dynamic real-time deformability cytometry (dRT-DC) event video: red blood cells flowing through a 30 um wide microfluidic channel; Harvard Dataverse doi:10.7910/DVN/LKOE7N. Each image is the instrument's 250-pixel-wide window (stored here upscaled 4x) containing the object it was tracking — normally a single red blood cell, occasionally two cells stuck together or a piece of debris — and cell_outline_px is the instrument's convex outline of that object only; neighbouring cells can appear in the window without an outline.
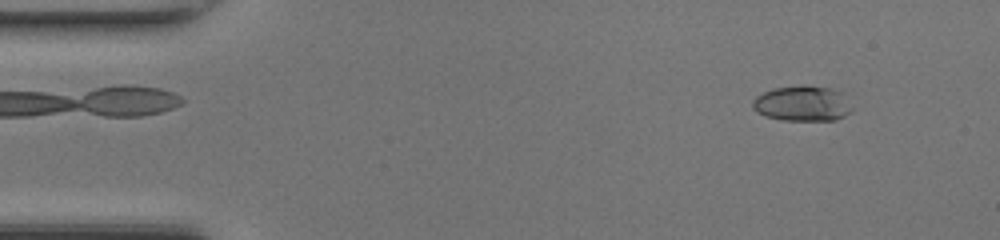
{"species": "common noctule bat (a hibernating species)", "species_latin": "Nyctalus noctula", "temperature_condition": "room temperature", "stored_images_in_passage": 47, "camera_frame_rate_fps": 3000, "um_per_image_px": 0.085, "animal": {"sex": "female", "body_mass_g": 17.0, "forearm_length_mm": 48.0}, "frame": {"image": 1, "passage_image": 4, "time_ms": 1.0, "image_size_px": [1000, 240], "cell_outline_px": [[852, 112], [836, 120], [780, 120], [764, 116], [756, 112], [752, 108], [752, 100], [756, 96], [772, 88], [800, 84], [804, 84], [832, 88], [844, 92], [852, 108]], "centroid_in_image_um": [68.21, 8.78], "position_along_channel_um": 16.8, "area_um2": 21.1}}
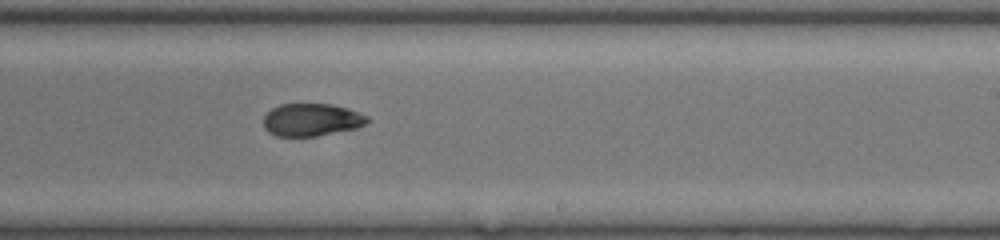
{"frame": {"image": 2, "passage_image": 28, "time_ms": 9.0, "image_size_px": [1000, 240], "cell_outline_px": [[372, 120], [368, 124], [356, 128], [316, 136], [276, 136], [268, 132], [264, 128], [264, 116], [272, 108], [280, 104], [332, 104], [368, 116]], "centroid_in_image_um": [26.49, 10.19], "position_along_channel_um": 262.5, "area_um2": 19.71}}
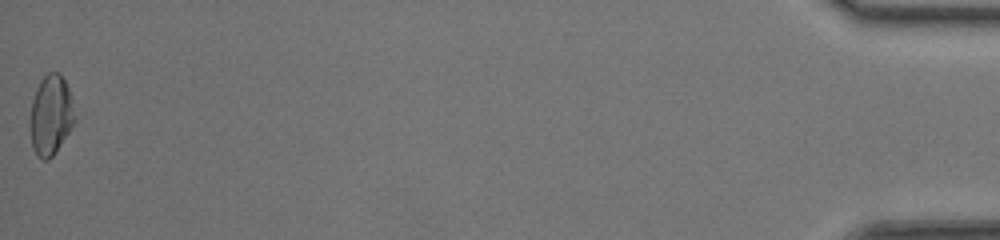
{"frame": {"image": 3, "passage_image": 47, "time_ms": 15.333, "image_size_px": [1000, 240], "cell_outline_px": [[76, 120], [56, 152], [48, 160], [44, 160], [36, 156], [32, 148], [32, 100], [36, 88], [40, 80], [48, 72], [60, 72], [68, 88]], "centroid_in_image_um": [4.33, 9.79], "position_along_channel_um": 430.9, "area_um2": 20.4}, "authors_computed_cell_mechanics": {"area_um2": 20.519, "velocity_mm_per_s": 4.3468, "shape_relaxation_time_tau1_ms": null, "shape_relaxation_time_tau2_ms": 2.661, "deformation_change_tau1": null, "deformation_change_tau2": 0.069}}